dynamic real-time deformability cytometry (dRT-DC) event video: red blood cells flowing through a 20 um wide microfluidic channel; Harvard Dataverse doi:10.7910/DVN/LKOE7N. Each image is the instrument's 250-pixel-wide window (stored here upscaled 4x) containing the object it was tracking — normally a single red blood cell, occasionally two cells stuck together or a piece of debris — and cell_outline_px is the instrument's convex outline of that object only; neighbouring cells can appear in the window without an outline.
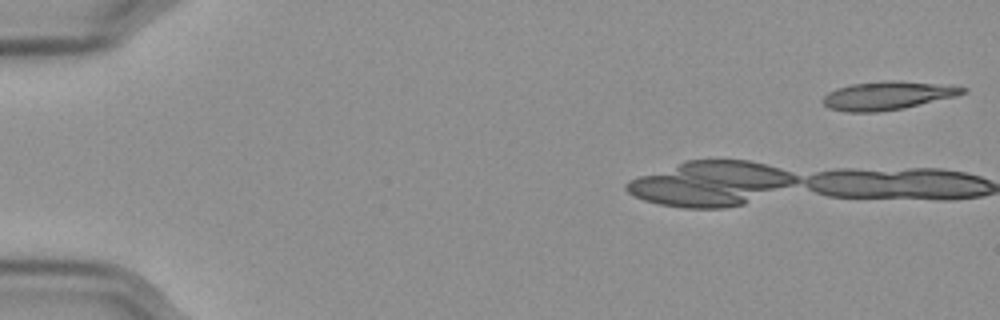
{"species": "Egyptian fruit bat (a non-hibernating species)", "species_latin": "Rousettus aegyptiacus", "temperature_condition": "cold", "stored_images_in_passage": 4, "camera_frame_rate_fps": 3000, "um_per_image_px": 0.085, "frame": {"image": 1, "passage_image": 1, "time_ms": 0.0, "image_size_px": [1000, 320], "cell_outline_px": [[968, 92], [956, 96], [904, 108], [880, 112], [844, 112], [828, 108], [820, 100], [828, 92], [836, 88], [852, 84], [888, 80], [900, 80], [968, 88]], "centroid_in_image_um": [75.39, 8.13], "position_along_channel_um": 9.6, "area_um2": 23.18}}